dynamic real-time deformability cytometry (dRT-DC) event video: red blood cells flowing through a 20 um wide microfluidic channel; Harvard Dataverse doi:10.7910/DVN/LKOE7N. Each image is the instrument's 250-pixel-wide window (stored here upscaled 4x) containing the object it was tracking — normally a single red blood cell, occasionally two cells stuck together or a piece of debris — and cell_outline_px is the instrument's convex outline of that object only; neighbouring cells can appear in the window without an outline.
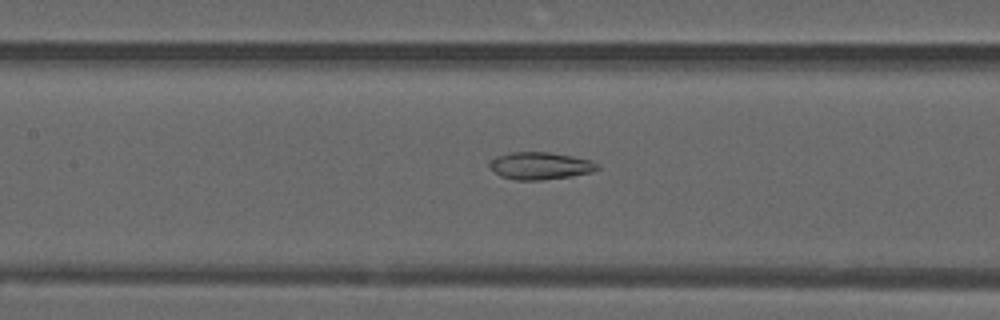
{"species": "common noctule bat (a hibernating species)", "species_latin": "Nyctalus noctula", "temperature_condition": "warm", "stored_images_in_passage": 47, "camera_frame_rate_fps": 3000, "um_per_image_px": 0.085, "animal": {"sex": "male", "forearm_length_mm": 52.5}, "frame": {"image": 1, "passage_image": 19, "time_ms": 6.0, "image_size_px": [1000, 320], "cell_outline_px": [[600, 168], [592, 172], [572, 176], [540, 180], [516, 180], [500, 176], [488, 164], [496, 156], [512, 152], [548, 152], [572, 156], [592, 160]], "centroid_in_image_um": [45.93, 14.09], "position_along_channel_um": 161.5, "area_um2": 17.05}}
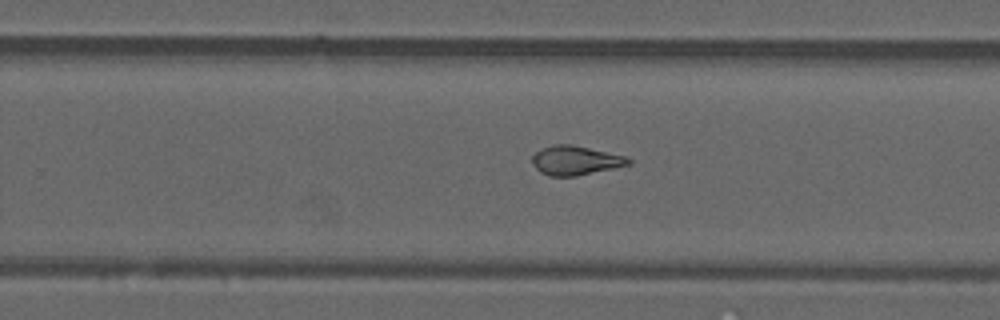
{"frame": {"image": 2, "passage_image": 28, "time_ms": 9.0, "image_size_px": [1000, 320], "cell_outline_px": [[632, 164], [576, 176], [548, 176], [540, 172], [532, 164], [532, 156], [536, 152], [544, 148], [556, 144], [572, 144], [624, 156], [632, 160]], "centroid_in_image_um": [48.9, 13.64], "position_along_channel_um": 280.9, "area_um2": 16.24}}
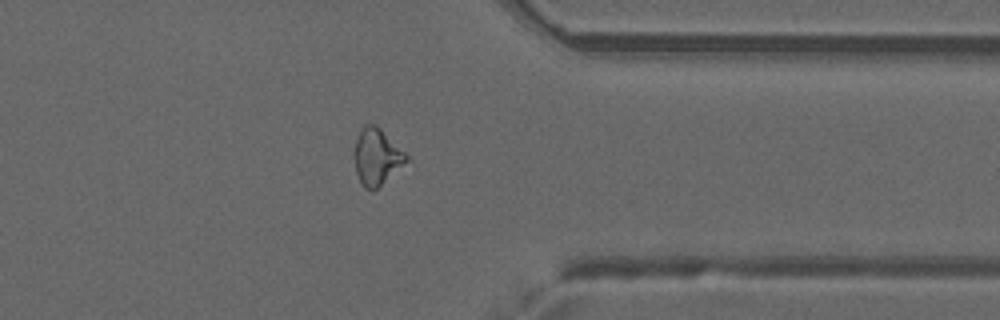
{"frame": {"image": 3, "passage_image": 36, "time_ms": 11.667, "image_size_px": [1000, 320], "cell_outline_px": [[408, 160], [372, 192], [364, 188], [356, 172], [352, 152], [356, 140], [364, 124], [376, 124], [408, 156]], "centroid_in_image_um": [31.97, 13.32], "position_along_channel_um": 379.4, "area_um2": 16.88}, "authors_computed_cell_mechanics": {"area_um2": 18.1492, "velocity_mm_per_s": 3.9974, "shape_relaxation_time_tau1_ms": null, "shape_relaxation_time_tau2_ms": 2.1685, "deformation_change_tau1": null, "deformation_change_tau2": 0.0925}}